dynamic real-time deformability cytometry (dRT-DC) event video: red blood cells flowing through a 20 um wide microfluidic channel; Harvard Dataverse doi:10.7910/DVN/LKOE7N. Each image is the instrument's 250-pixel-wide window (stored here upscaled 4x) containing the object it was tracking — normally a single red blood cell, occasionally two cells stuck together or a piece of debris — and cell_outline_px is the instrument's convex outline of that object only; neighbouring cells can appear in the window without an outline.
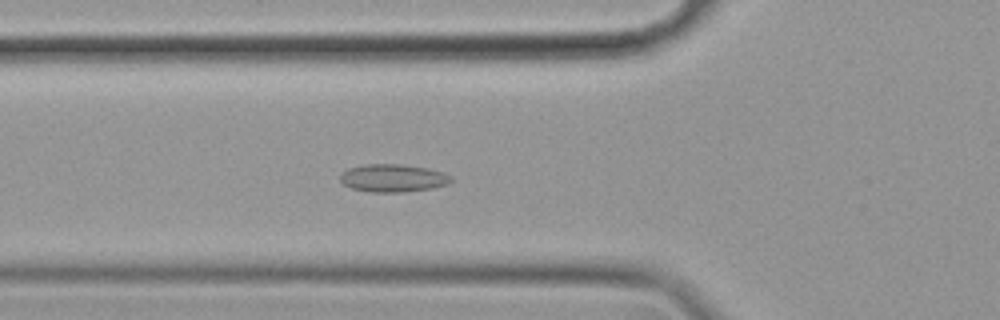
{"species": "common noctule bat (a hibernating species)", "species_latin": "Nyctalus noctula", "temperature_condition": "cold", "stored_images_in_passage": 45, "camera_frame_rate_fps": 3000, "um_per_image_px": 0.085, "animal": {"sex": "female", "body_mass_g": 19.9}, "frame": {"image": 1, "passage_image": 8, "time_ms": 2.333, "image_size_px": [1000, 320], "cell_outline_px": [[452, 180], [448, 184], [432, 188], [404, 192], [368, 192], [352, 188], [344, 184], [340, 180], [340, 176], [348, 168], [364, 164], [400, 164], [428, 168], [444, 172], [452, 176]], "centroid_in_image_um": [33.43, 15.13], "position_along_channel_um": 92.4, "area_um2": 18.03}}
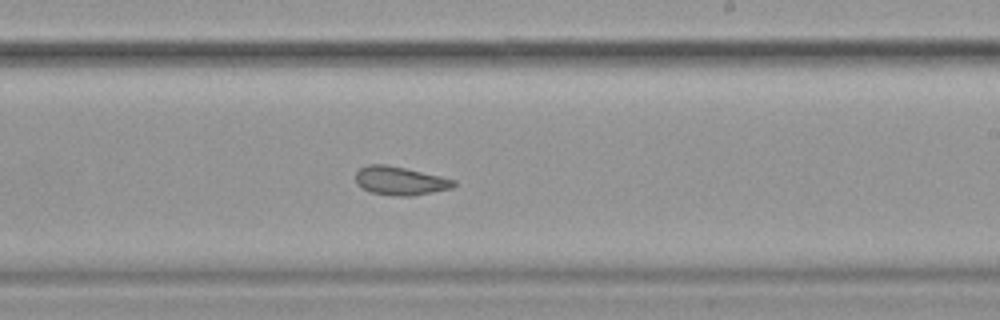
{"frame": {"image": 2, "passage_image": 22, "time_ms": 7.0, "image_size_px": [1000, 320], "cell_outline_px": [[456, 184], [452, 188], [412, 196], [396, 196], [372, 192], [356, 184], [356, 172], [360, 168], [368, 164], [388, 164], [440, 176], [456, 180]], "centroid_in_image_um": [34.01, 15.36], "position_along_channel_um": 255.0, "area_um2": 16.24}}
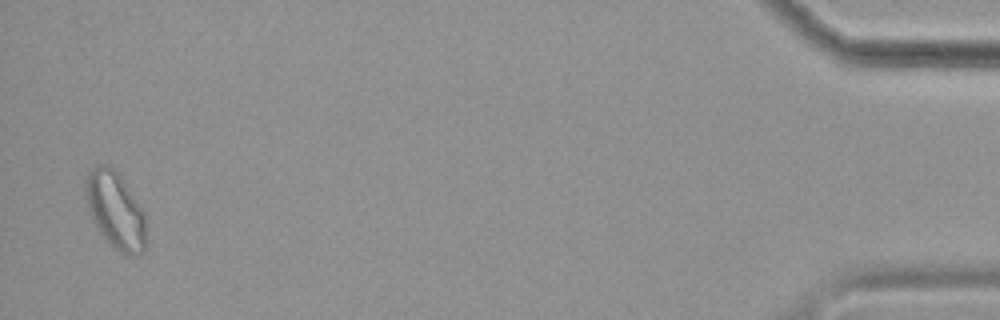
{"frame": {"image": 3, "passage_image": 44, "time_ms": 14.333, "image_size_px": [1000, 320], "cell_outline_px": [[144, 252], [140, 256], [128, 256], [112, 248], [100, 232], [88, 208], [84, 184], [84, 180], [88, 172], [96, 164], [108, 164], [120, 176], [144, 212]], "centroid_in_image_um": [9.79, 17.88], "position_along_channel_um": 425.4, "area_um2": 26.82}, "authors_computed_cell_mechanics": {"area_um2": 17.5134, "velocity_mm_per_s": 3.4846, "shape_relaxation_time_tau1_ms": null, "shape_relaxation_time_tau2_ms": 2.3426, "deformation_change_tau1": null, "deformation_change_tau2": 0.0767}}